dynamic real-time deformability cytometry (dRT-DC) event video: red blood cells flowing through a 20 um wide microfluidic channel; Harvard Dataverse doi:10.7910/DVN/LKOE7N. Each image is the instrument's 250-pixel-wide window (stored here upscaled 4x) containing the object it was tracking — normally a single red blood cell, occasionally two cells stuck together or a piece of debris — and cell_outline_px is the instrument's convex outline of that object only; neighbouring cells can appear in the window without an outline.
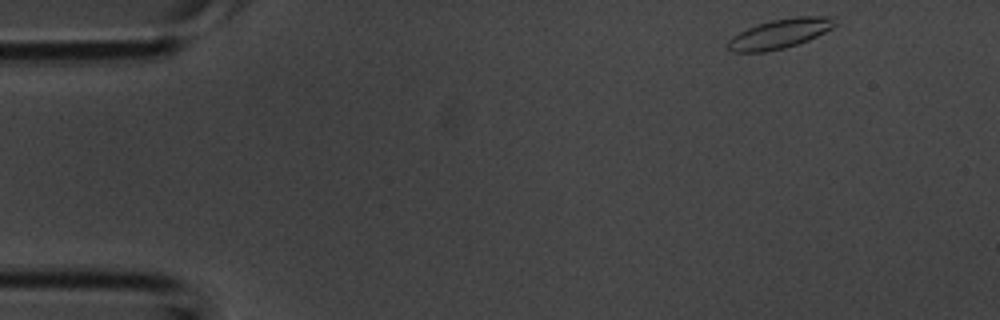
{"species": "common noctule bat (a hibernating species)", "species_latin": "Nyctalus noctula", "temperature_condition": "room temperature", "stored_images_in_passage": 40, "camera_frame_rate_fps": 3000, "um_per_image_px": 0.085, "animal": {"sex": "male", "body_mass_g": 20.1, "forearm_length_mm": 53.5}, "frame": {"image": 1, "passage_image": 1, "time_ms": 0.0, "image_size_px": [1000, 320], "cell_outline_px": [[840, 24], [808, 40], [784, 48], [764, 52], [732, 52], [724, 44], [732, 36], [756, 24], [772, 20], [796, 16], [836, 16]], "centroid_in_image_um": [66.32, 2.84], "position_along_channel_um": 18.7, "area_um2": 18.67}}
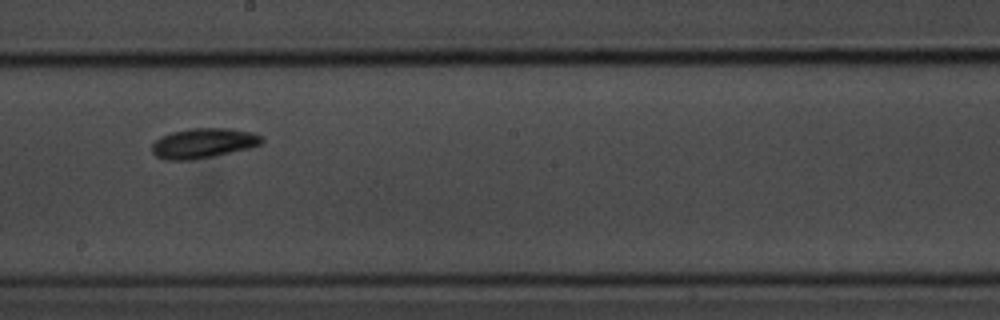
{"frame": {"image": 2, "passage_image": 21, "time_ms": 6.667, "image_size_px": [1000, 320], "cell_outline_px": [[264, 140], [260, 144], [252, 148], [192, 160], [164, 160], [156, 156], [152, 152], [152, 144], [160, 136], [172, 132], [192, 128], [228, 128], [252, 132], [260, 136]], "centroid_in_image_um": [17.27, 12.17], "position_along_channel_um": 230.9, "area_um2": 19.19}}
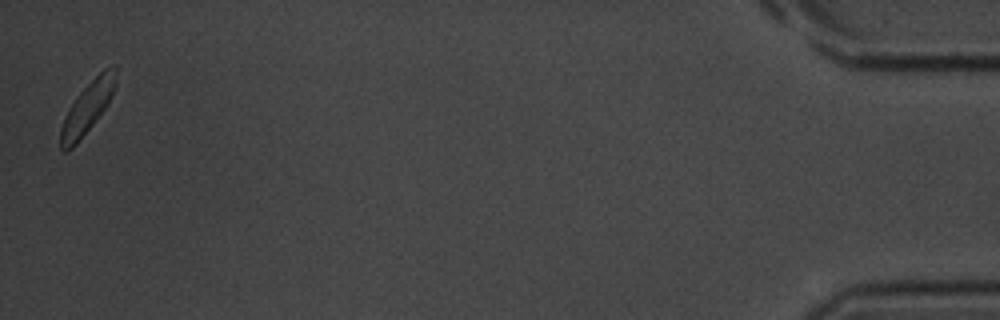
{"frame": {"image": 3, "passage_image": 40, "time_ms": 13.0, "image_size_px": [1000, 320], "cell_outline_px": [[116, 84], [108, 104], [76, 144], [68, 152], [64, 152], [60, 148], [60, 128], [76, 96], [104, 68], [116, 64]], "centroid_in_image_um": [7.44, 9.15], "position_along_channel_um": 427.8, "area_um2": 16.13}}